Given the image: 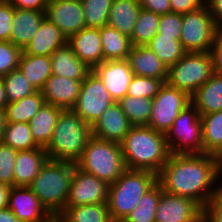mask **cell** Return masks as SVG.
<instances>
[{"label": "cell", "instance_id": "obj_1", "mask_svg": "<svg viewBox=\"0 0 222 222\" xmlns=\"http://www.w3.org/2000/svg\"><path fill=\"white\" fill-rule=\"evenodd\" d=\"M219 178L222 158L206 153L171 154L157 174L162 190L190 198L203 209L222 185Z\"/></svg>", "mask_w": 222, "mask_h": 222}, {"label": "cell", "instance_id": "obj_2", "mask_svg": "<svg viewBox=\"0 0 222 222\" xmlns=\"http://www.w3.org/2000/svg\"><path fill=\"white\" fill-rule=\"evenodd\" d=\"M120 145L127 169L158 174L171 155L165 134L147 125L133 126Z\"/></svg>", "mask_w": 222, "mask_h": 222}, {"label": "cell", "instance_id": "obj_3", "mask_svg": "<svg viewBox=\"0 0 222 222\" xmlns=\"http://www.w3.org/2000/svg\"><path fill=\"white\" fill-rule=\"evenodd\" d=\"M91 136V126L72 110H63L44 149L48 159L76 164Z\"/></svg>", "mask_w": 222, "mask_h": 222}, {"label": "cell", "instance_id": "obj_4", "mask_svg": "<svg viewBox=\"0 0 222 222\" xmlns=\"http://www.w3.org/2000/svg\"><path fill=\"white\" fill-rule=\"evenodd\" d=\"M76 164L47 159L28 186L49 214H60L66 207Z\"/></svg>", "mask_w": 222, "mask_h": 222}, {"label": "cell", "instance_id": "obj_5", "mask_svg": "<svg viewBox=\"0 0 222 222\" xmlns=\"http://www.w3.org/2000/svg\"><path fill=\"white\" fill-rule=\"evenodd\" d=\"M156 183L157 174L152 171L126 169L108 187L107 206L112 221L122 222Z\"/></svg>", "mask_w": 222, "mask_h": 222}, {"label": "cell", "instance_id": "obj_6", "mask_svg": "<svg viewBox=\"0 0 222 222\" xmlns=\"http://www.w3.org/2000/svg\"><path fill=\"white\" fill-rule=\"evenodd\" d=\"M76 166L83 172L105 181L108 185L114 183L127 169L120 143L103 140L93 135Z\"/></svg>", "mask_w": 222, "mask_h": 222}, {"label": "cell", "instance_id": "obj_7", "mask_svg": "<svg viewBox=\"0 0 222 222\" xmlns=\"http://www.w3.org/2000/svg\"><path fill=\"white\" fill-rule=\"evenodd\" d=\"M212 74L210 52H187L177 63L168 67L166 83L191 96Z\"/></svg>", "mask_w": 222, "mask_h": 222}, {"label": "cell", "instance_id": "obj_8", "mask_svg": "<svg viewBox=\"0 0 222 222\" xmlns=\"http://www.w3.org/2000/svg\"><path fill=\"white\" fill-rule=\"evenodd\" d=\"M165 137L171 154L203 153L201 118L192 103L180 111Z\"/></svg>", "mask_w": 222, "mask_h": 222}, {"label": "cell", "instance_id": "obj_9", "mask_svg": "<svg viewBox=\"0 0 222 222\" xmlns=\"http://www.w3.org/2000/svg\"><path fill=\"white\" fill-rule=\"evenodd\" d=\"M218 28L204 4L194 11L182 14L181 44L186 52H210Z\"/></svg>", "mask_w": 222, "mask_h": 222}, {"label": "cell", "instance_id": "obj_10", "mask_svg": "<svg viewBox=\"0 0 222 222\" xmlns=\"http://www.w3.org/2000/svg\"><path fill=\"white\" fill-rule=\"evenodd\" d=\"M191 103V96L180 89L169 86L166 82L153 98L148 126L166 134L181 110Z\"/></svg>", "mask_w": 222, "mask_h": 222}, {"label": "cell", "instance_id": "obj_11", "mask_svg": "<svg viewBox=\"0 0 222 222\" xmlns=\"http://www.w3.org/2000/svg\"><path fill=\"white\" fill-rule=\"evenodd\" d=\"M112 103L114 100L102 81L91 71L82 81L79 96L71 110L92 127Z\"/></svg>", "mask_w": 222, "mask_h": 222}, {"label": "cell", "instance_id": "obj_12", "mask_svg": "<svg viewBox=\"0 0 222 222\" xmlns=\"http://www.w3.org/2000/svg\"><path fill=\"white\" fill-rule=\"evenodd\" d=\"M108 187L105 181L75 166L66 207L107 203Z\"/></svg>", "mask_w": 222, "mask_h": 222}, {"label": "cell", "instance_id": "obj_13", "mask_svg": "<svg viewBox=\"0 0 222 222\" xmlns=\"http://www.w3.org/2000/svg\"><path fill=\"white\" fill-rule=\"evenodd\" d=\"M155 220L156 222H203V208L190 198L163 190L157 204Z\"/></svg>", "mask_w": 222, "mask_h": 222}, {"label": "cell", "instance_id": "obj_14", "mask_svg": "<svg viewBox=\"0 0 222 222\" xmlns=\"http://www.w3.org/2000/svg\"><path fill=\"white\" fill-rule=\"evenodd\" d=\"M45 17L67 40L86 27L81 0H48Z\"/></svg>", "mask_w": 222, "mask_h": 222}, {"label": "cell", "instance_id": "obj_15", "mask_svg": "<svg viewBox=\"0 0 222 222\" xmlns=\"http://www.w3.org/2000/svg\"><path fill=\"white\" fill-rule=\"evenodd\" d=\"M92 71L102 81L114 102L127 95L129 84L134 76L127 59L106 60Z\"/></svg>", "mask_w": 222, "mask_h": 222}, {"label": "cell", "instance_id": "obj_16", "mask_svg": "<svg viewBox=\"0 0 222 222\" xmlns=\"http://www.w3.org/2000/svg\"><path fill=\"white\" fill-rule=\"evenodd\" d=\"M8 208L20 222H40L50 214L28 186H12Z\"/></svg>", "mask_w": 222, "mask_h": 222}, {"label": "cell", "instance_id": "obj_17", "mask_svg": "<svg viewBox=\"0 0 222 222\" xmlns=\"http://www.w3.org/2000/svg\"><path fill=\"white\" fill-rule=\"evenodd\" d=\"M133 125L123 113L119 102L112 103L91 127L92 135L120 143Z\"/></svg>", "mask_w": 222, "mask_h": 222}, {"label": "cell", "instance_id": "obj_18", "mask_svg": "<svg viewBox=\"0 0 222 222\" xmlns=\"http://www.w3.org/2000/svg\"><path fill=\"white\" fill-rule=\"evenodd\" d=\"M82 81L51 75L41 90L45 103L71 110L79 96Z\"/></svg>", "mask_w": 222, "mask_h": 222}, {"label": "cell", "instance_id": "obj_19", "mask_svg": "<svg viewBox=\"0 0 222 222\" xmlns=\"http://www.w3.org/2000/svg\"><path fill=\"white\" fill-rule=\"evenodd\" d=\"M67 43L75 55L91 69L104 61L100 28L85 27L72 35Z\"/></svg>", "mask_w": 222, "mask_h": 222}, {"label": "cell", "instance_id": "obj_20", "mask_svg": "<svg viewBox=\"0 0 222 222\" xmlns=\"http://www.w3.org/2000/svg\"><path fill=\"white\" fill-rule=\"evenodd\" d=\"M127 61L136 76L167 80L168 68L146 45L132 46Z\"/></svg>", "mask_w": 222, "mask_h": 222}, {"label": "cell", "instance_id": "obj_21", "mask_svg": "<svg viewBox=\"0 0 222 222\" xmlns=\"http://www.w3.org/2000/svg\"><path fill=\"white\" fill-rule=\"evenodd\" d=\"M66 43L67 39L60 29L45 17L32 40L24 47L22 52L28 55L51 56L56 49Z\"/></svg>", "mask_w": 222, "mask_h": 222}, {"label": "cell", "instance_id": "obj_22", "mask_svg": "<svg viewBox=\"0 0 222 222\" xmlns=\"http://www.w3.org/2000/svg\"><path fill=\"white\" fill-rule=\"evenodd\" d=\"M45 18V12L14 8L10 42L22 50L32 40Z\"/></svg>", "mask_w": 222, "mask_h": 222}, {"label": "cell", "instance_id": "obj_23", "mask_svg": "<svg viewBox=\"0 0 222 222\" xmlns=\"http://www.w3.org/2000/svg\"><path fill=\"white\" fill-rule=\"evenodd\" d=\"M51 65L52 75L72 80H84L92 71L75 55L68 43L51 54Z\"/></svg>", "mask_w": 222, "mask_h": 222}, {"label": "cell", "instance_id": "obj_24", "mask_svg": "<svg viewBox=\"0 0 222 222\" xmlns=\"http://www.w3.org/2000/svg\"><path fill=\"white\" fill-rule=\"evenodd\" d=\"M47 159L43 147L18 151L14 165V186H29Z\"/></svg>", "mask_w": 222, "mask_h": 222}, {"label": "cell", "instance_id": "obj_25", "mask_svg": "<svg viewBox=\"0 0 222 222\" xmlns=\"http://www.w3.org/2000/svg\"><path fill=\"white\" fill-rule=\"evenodd\" d=\"M191 103L199 115L222 110V75L213 73L210 79L191 95Z\"/></svg>", "mask_w": 222, "mask_h": 222}, {"label": "cell", "instance_id": "obj_26", "mask_svg": "<svg viewBox=\"0 0 222 222\" xmlns=\"http://www.w3.org/2000/svg\"><path fill=\"white\" fill-rule=\"evenodd\" d=\"M140 9L139 0H113L108 16V26L131 37Z\"/></svg>", "mask_w": 222, "mask_h": 222}, {"label": "cell", "instance_id": "obj_27", "mask_svg": "<svg viewBox=\"0 0 222 222\" xmlns=\"http://www.w3.org/2000/svg\"><path fill=\"white\" fill-rule=\"evenodd\" d=\"M18 69L36 91H41L52 75L51 56L28 55L22 52Z\"/></svg>", "mask_w": 222, "mask_h": 222}, {"label": "cell", "instance_id": "obj_28", "mask_svg": "<svg viewBox=\"0 0 222 222\" xmlns=\"http://www.w3.org/2000/svg\"><path fill=\"white\" fill-rule=\"evenodd\" d=\"M62 111V108L45 103L29 121L32 137L39 147L48 145Z\"/></svg>", "mask_w": 222, "mask_h": 222}, {"label": "cell", "instance_id": "obj_29", "mask_svg": "<svg viewBox=\"0 0 222 222\" xmlns=\"http://www.w3.org/2000/svg\"><path fill=\"white\" fill-rule=\"evenodd\" d=\"M203 153L222 158V110L200 116Z\"/></svg>", "mask_w": 222, "mask_h": 222}, {"label": "cell", "instance_id": "obj_30", "mask_svg": "<svg viewBox=\"0 0 222 222\" xmlns=\"http://www.w3.org/2000/svg\"><path fill=\"white\" fill-rule=\"evenodd\" d=\"M100 38L104 61L127 59L133 46L130 37L107 25L100 28Z\"/></svg>", "mask_w": 222, "mask_h": 222}, {"label": "cell", "instance_id": "obj_31", "mask_svg": "<svg viewBox=\"0 0 222 222\" xmlns=\"http://www.w3.org/2000/svg\"><path fill=\"white\" fill-rule=\"evenodd\" d=\"M45 104L41 91L26 96L5 106V117L7 123H29Z\"/></svg>", "mask_w": 222, "mask_h": 222}, {"label": "cell", "instance_id": "obj_32", "mask_svg": "<svg viewBox=\"0 0 222 222\" xmlns=\"http://www.w3.org/2000/svg\"><path fill=\"white\" fill-rule=\"evenodd\" d=\"M60 216L63 222H113L107 203L65 207Z\"/></svg>", "mask_w": 222, "mask_h": 222}, {"label": "cell", "instance_id": "obj_33", "mask_svg": "<svg viewBox=\"0 0 222 222\" xmlns=\"http://www.w3.org/2000/svg\"><path fill=\"white\" fill-rule=\"evenodd\" d=\"M146 46L156 54L167 68L177 63L187 53L180 40L159 33Z\"/></svg>", "mask_w": 222, "mask_h": 222}, {"label": "cell", "instance_id": "obj_34", "mask_svg": "<svg viewBox=\"0 0 222 222\" xmlns=\"http://www.w3.org/2000/svg\"><path fill=\"white\" fill-rule=\"evenodd\" d=\"M162 191L161 185L157 182L142 196L138 205L122 222H156V208Z\"/></svg>", "mask_w": 222, "mask_h": 222}, {"label": "cell", "instance_id": "obj_35", "mask_svg": "<svg viewBox=\"0 0 222 222\" xmlns=\"http://www.w3.org/2000/svg\"><path fill=\"white\" fill-rule=\"evenodd\" d=\"M160 15L140 9L137 21L130 37L134 46L146 45L158 33Z\"/></svg>", "mask_w": 222, "mask_h": 222}, {"label": "cell", "instance_id": "obj_36", "mask_svg": "<svg viewBox=\"0 0 222 222\" xmlns=\"http://www.w3.org/2000/svg\"><path fill=\"white\" fill-rule=\"evenodd\" d=\"M152 102L153 99L136 98L126 95L119 101V104L121 105L123 113L133 126H148Z\"/></svg>", "mask_w": 222, "mask_h": 222}, {"label": "cell", "instance_id": "obj_37", "mask_svg": "<svg viewBox=\"0 0 222 222\" xmlns=\"http://www.w3.org/2000/svg\"><path fill=\"white\" fill-rule=\"evenodd\" d=\"M2 143L18 151L39 147L32 137L29 123H7Z\"/></svg>", "mask_w": 222, "mask_h": 222}, {"label": "cell", "instance_id": "obj_38", "mask_svg": "<svg viewBox=\"0 0 222 222\" xmlns=\"http://www.w3.org/2000/svg\"><path fill=\"white\" fill-rule=\"evenodd\" d=\"M86 27L102 28L108 25L113 0H81Z\"/></svg>", "mask_w": 222, "mask_h": 222}, {"label": "cell", "instance_id": "obj_39", "mask_svg": "<svg viewBox=\"0 0 222 222\" xmlns=\"http://www.w3.org/2000/svg\"><path fill=\"white\" fill-rule=\"evenodd\" d=\"M1 78L5 85L8 103L15 102L36 92L19 69L13 70Z\"/></svg>", "mask_w": 222, "mask_h": 222}, {"label": "cell", "instance_id": "obj_40", "mask_svg": "<svg viewBox=\"0 0 222 222\" xmlns=\"http://www.w3.org/2000/svg\"><path fill=\"white\" fill-rule=\"evenodd\" d=\"M165 82L161 79L134 75L127 91L128 96L153 99Z\"/></svg>", "mask_w": 222, "mask_h": 222}, {"label": "cell", "instance_id": "obj_41", "mask_svg": "<svg viewBox=\"0 0 222 222\" xmlns=\"http://www.w3.org/2000/svg\"><path fill=\"white\" fill-rule=\"evenodd\" d=\"M22 49L10 41H0V77L18 69Z\"/></svg>", "mask_w": 222, "mask_h": 222}, {"label": "cell", "instance_id": "obj_42", "mask_svg": "<svg viewBox=\"0 0 222 222\" xmlns=\"http://www.w3.org/2000/svg\"><path fill=\"white\" fill-rule=\"evenodd\" d=\"M18 150L0 143V182L14 186V165Z\"/></svg>", "mask_w": 222, "mask_h": 222}, {"label": "cell", "instance_id": "obj_43", "mask_svg": "<svg viewBox=\"0 0 222 222\" xmlns=\"http://www.w3.org/2000/svg\"><path fill=\"white\" fill-rule=\"evenodd\" d=\"M182 30V14L167 13L160 15L158 33L163 36L173 37L180 40Z\"/></svg>", "mask_w": 222, "mask_h": 222}, {"label": "cell", "instance_id": "obj_44", "mask_svg": "<svg viewBox=\"0 0 222 222\" xmlns=\"http://www.w3.org/2000/svg\"><path fill=\"white\" fill-rule=\"evenodd\" d=\"M14 7L7 0H0V41H10Z\"/></svg>", "mask_w": 222, "mask_h": 222}, {"label": "cell", "instance_id": "obj_45", "mask_svg": "<svg viewBox=\"0 0 222 222\" xmlns=\"http://www.w3.org/2000/svg\"><path fill=\"white\" fill-rule=\"evenodd\" d=\"M203 222H222V185L203 209Z\"/></svg>", "mask_w": 222, "mask_h": 222}, {"label": "cell", "instance_id": "obj_46", "mask_svg": "<svg viewBox=\"0 0 222 222\" xmlns=\"http://www.w3.org/2000/svg\"><path fill=\"white\" fill-rule=\"evenodd\" d=\"M210 54L212 57L213 73L222 75V27L218 28Z\"/></svg>", "mask_w": 222, "mask_h": 222}, {"label": "cell", "instance_id": "obj_47", "mask_svg": "<svg viewBox=\"0 0 222 222\" xmlns=\"http://www.w3.org/2000/svg\"><path fill=\"white\" fill-rule=\"evenodd\" d=\"M204 5V0H170L172 13L185 14Z\"/></svg>", "mask_w": 222, "mask_h": 222}, {"label": "cell", "instance_id": "obj_48", "mask_svg": "<svg viewBox=\"0 0 222 222\" xmlns=\"http://www.w3.org/2000/svg\"><path fill=\"white\" fill-rule=\"evenodd\" d=\"M141 8L155 14L171 13L170 0H139Z\"/></svg>", "mask_w": 222, "mask_h": 222}, {"label": "cell", "instance_id": "obj_49", "mask_svg": "<svg viewBox=\"0 0 222 222\" xmlns=\"http://www.w3.org/2000/svg\"><path fill=\"white\" fill-rule=\"evenodd\" d=\"M14 8L45 12L48 0H7Z\"/></svg>", "mask_w": 222, "mask_h": 222}, {"label": "cell", "instance_id": "obj_50", "mask_svg": "<svg viewBox=\"0 0 222 222\" xmlns=\"http://www.w3.org/2000/svg\"><path fill=\"white\" fill-rule=\"evenodd\" d=\"M209 13L214 18L216 25L222 27V0H204Z\"/></svg>", "mask_w": 222, "mask_h": 222}, {"label": "cell", "instance_id": "obj_51", "mask_svg": "<svg viewBox=\"0 0 222 222\" xmlns=\"http://www.w3.org/2000/svg\"><path fill=\"white\" fill-rule=\"evenodd\" d=\"M11 186L0 182V210L8 208Z\"/></svg>", "mask_w": 222, "mask_h": 222}, {"label": "cell", "instance_id": "obj_52", "mask_svg": "<svg viewBox=\"0 0 222 222\" xmlns=\"http://www.w3.org/2000/svg\"><path fill=\"white\" fill-rule=\"evenodd\" d=\"M0 222H20L14 213L9 209L0 210Z\"/></svg>", "mask_w": 222, "mask_h": 222}, {"label": "cell", "instance_id": "obj_53", "mask_svg": "<svg viewBox=\"0 0 222 222\" xmlns=\"http://www.w3.org/2000/svg\"><path fill=\"white\" fill-rule=\"evenodd\" d=\"M8 104L6 99V91H5V85L0 77V108L5 109V106Z\"/></svg>", "mask_w": 222, "mask_h": 222}, {"label": "cell", "instance_id": "obj_54", "mask_svg": "<svg viewBox=\"0 0 222 222\" xmlns=\"http://www.w3.org/2000/svg\"><path fill=\"white\" fill-rule=\"evenodd\" d=\"M6 124L5 109L0 108V143H2L3 140Z\"/></svg>", "mask_w": 222, "mask_h": 222}, {"label": "cell", "instance_id": "obj_55", "mask_svg": "<svg viewBox=\"0 0 222 222\" xmlns=\"http://www.w3.org/2000/svg\"><path fill=\"white\" fill-rule=\"evenodd\" d=\"M40 222H63V219L60 214H50L43 221Z\"/></svg>", "mask_w": 222, "mask_h": 222}]
</instances>
